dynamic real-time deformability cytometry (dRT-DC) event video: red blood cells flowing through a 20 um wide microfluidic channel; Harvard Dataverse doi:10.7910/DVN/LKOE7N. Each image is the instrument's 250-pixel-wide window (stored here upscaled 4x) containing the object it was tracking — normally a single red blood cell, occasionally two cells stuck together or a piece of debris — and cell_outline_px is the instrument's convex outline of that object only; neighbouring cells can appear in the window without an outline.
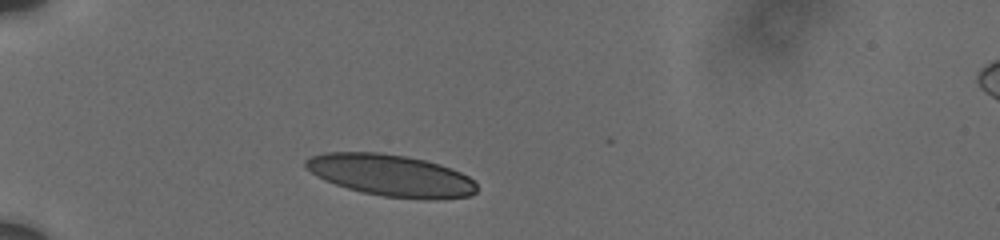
{"species": "human", "species_latin": "Homo sapiens", "temperature_condition": "cold", "stored_images_in_passage": 4, "camera_frame_rate_fps": 3000, "um_per_image_px": 0.085, "donor": {"sex": "male"}, "frame": {"image": 1, "passage_image": 1, "time_ms": 0.0, "image_size_px": [1000, 240], "cell_outline_px": [[476, 192], [472, 196], [440, 200], [424, 200], [384, 196], [364, 192], [348, 188], [324, 180], [316, 176], [304, 168], [304, 160], [312, 156], [328, 152], [380, 152], [404, 156], [424, 160], [440, 164], [452, 168], [468, 176], [476, 184]], "centroid_in_image_um": [33.25, 14.91], "position_along_channel_um": 51.8, "area_um2": 41.85}}